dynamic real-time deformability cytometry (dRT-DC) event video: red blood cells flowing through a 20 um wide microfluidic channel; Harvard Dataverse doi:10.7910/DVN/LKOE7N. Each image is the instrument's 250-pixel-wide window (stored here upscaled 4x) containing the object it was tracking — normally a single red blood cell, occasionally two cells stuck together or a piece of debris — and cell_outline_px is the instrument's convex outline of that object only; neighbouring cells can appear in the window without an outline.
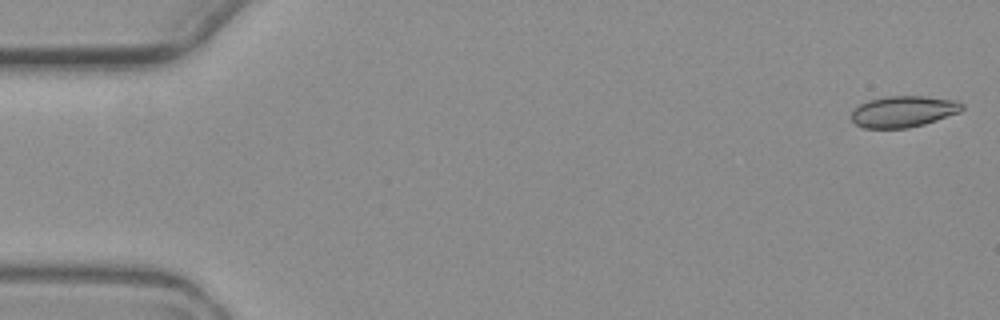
{"species": "common noctule bat (a hibernating species)", "species_latin": "Nyctalus noctula", "temperature_condition": "warm", "stored_images_in_passage": 3, "camera_frame_rate_fps": 3000, "um_per_image_px": 0.085, "animal": {"sex": "female", "body_mass_g": 19.3, "forearm_length_mm": 54.1}, "frame": {"image": 1, "passage_image": 1, "time_ms": 0.0, "image_size_px": [1000, 320], "cell_outline_px": [[964, 108], [960, 112], [924, 124], [908, 128], [864, 128], [856, 124], [852, 120], [852, 112], [860, 104], [868, 100], [888, 96], [924, 96], [956, 100], [964, 104]], "centroid_in_image_um": [76.81, 9.47], "position_along_channel_um": 8.2, "area_um2": 20.11}}